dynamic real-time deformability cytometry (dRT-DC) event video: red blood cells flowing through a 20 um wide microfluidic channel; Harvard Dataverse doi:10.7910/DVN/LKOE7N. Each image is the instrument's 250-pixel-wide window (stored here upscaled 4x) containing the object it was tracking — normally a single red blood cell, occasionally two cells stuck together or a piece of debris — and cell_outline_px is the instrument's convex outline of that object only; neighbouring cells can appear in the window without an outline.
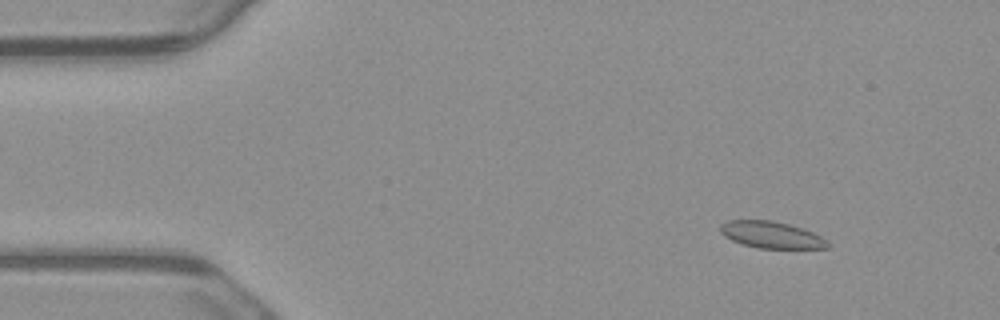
{"species": "common noctule bat (a hibernating species)", "species_latin": "Nyctalus noctula", "temperature_condition": "warm", "stored_images_in_passage": 6, "camera_frame_rate_fps": 3000, "um_per_image_px": 0.085, "animal": {"sex": "male", "body_mass_g": 23.1, "forearm_length_mm": 52.7}, "frame": {"image": 1, "passage_image": 2, "time_ms": 0.333, "image_size_px": [1000, 320], "cell_outline_px": [[832, 244], [828, 248], [756, 248], [732, 240], [724, 236], [720, 232], [720, 224], [728, 220], [772, 220], [788, 224], [812, 232], [828, 240]], "centroid_in_image_um": [65.57, 19.96], "position_along_channel_um": 19.4, "area_um2": 16.7}}
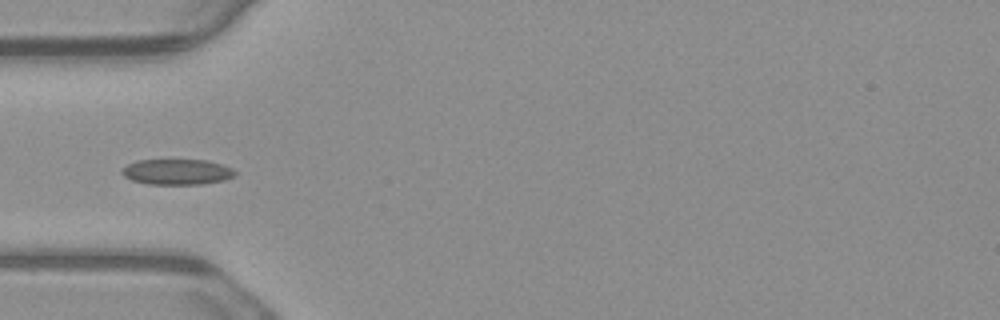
{"frame": {"image": 2, "passage_image": 5, "time_ms": 1.333, "image_size_px": [1000, 320], "cell_outline_px": [[236, 172], [232, 176], [224, 180], [200, 184], [148, 184], [132, 180], [124, 176], [120, 172], [120, 168], [136, 160], [208, 160], [224, 164], [232, 168]], "centroid_in_image_um": [15.02, 14.6], "position_along_channel_um": 70.0, "area_um2": 16.94}}
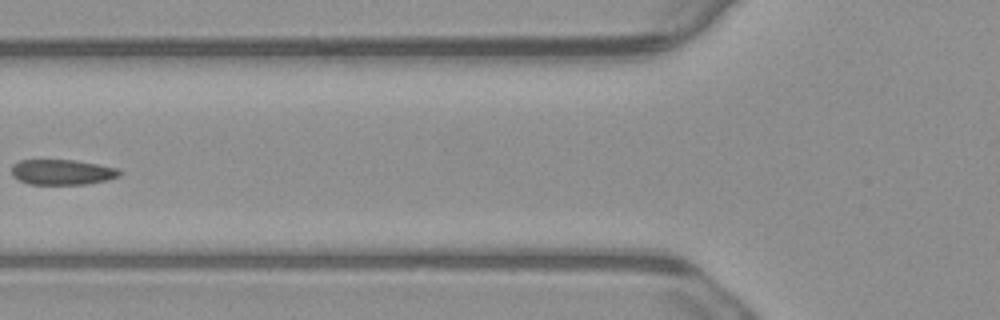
{"frame": {"image": 3, "passage_image": 6, "time_ms": 1.667, "image_size_px": [1000, 320], "cell_outline_px": [[120, 176], [108, 180], [88, 184], [28, 184], [12, 176], [12, 164], [20, 160], [76, 160], [116, 168], [120, 172]], "centroid_in_image_um": [5.26, 14.63], "position_along_channel_um": 120.5, "area_um2": 15.9}}